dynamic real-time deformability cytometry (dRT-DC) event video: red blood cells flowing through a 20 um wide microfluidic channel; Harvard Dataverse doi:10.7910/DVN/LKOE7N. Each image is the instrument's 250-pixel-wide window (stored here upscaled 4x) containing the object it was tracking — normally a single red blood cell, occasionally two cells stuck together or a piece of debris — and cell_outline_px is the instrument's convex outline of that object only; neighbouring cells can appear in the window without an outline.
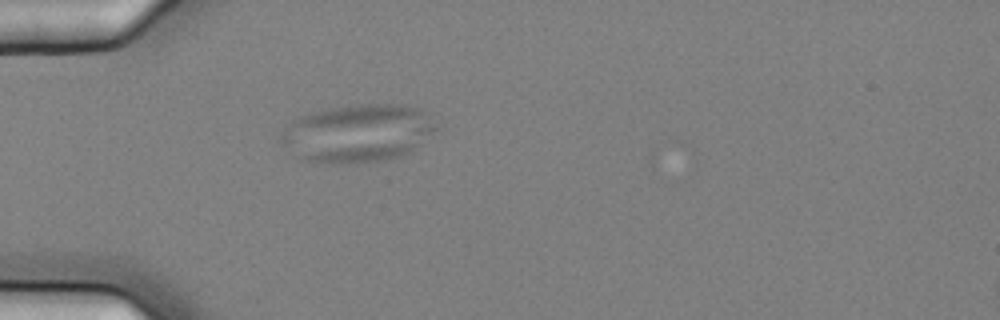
{"species": "common noctule bat (a hibernating species)", "species_latin": "Nyctalus noctula", "temperature_condition": "cold", "stored_images_in_passage": 2, "camera_frame_rate_fps": 3000, "um_per_image_px": 0.085, "animal": {"sex": "female", "body_mass_g": 25.1}, "frame": {"image": 1, "passage_image": 2, "time_ms": 0.333, "image_size_px": [1000, 320], "cell_outline_px": [[440, 128], [420, 144], [396, 156], [376, 160], [336, 164], [308, 160], [296, 156], [280, 140], [280, 136], [292, 120], [308, 112], [320, 108], [360, 104], [404, 104], [420, 108]], "centroid_in_image_um": [30.39, 11.27], "position_along_channel_um": 54.6, "area_um2": 51.85}}